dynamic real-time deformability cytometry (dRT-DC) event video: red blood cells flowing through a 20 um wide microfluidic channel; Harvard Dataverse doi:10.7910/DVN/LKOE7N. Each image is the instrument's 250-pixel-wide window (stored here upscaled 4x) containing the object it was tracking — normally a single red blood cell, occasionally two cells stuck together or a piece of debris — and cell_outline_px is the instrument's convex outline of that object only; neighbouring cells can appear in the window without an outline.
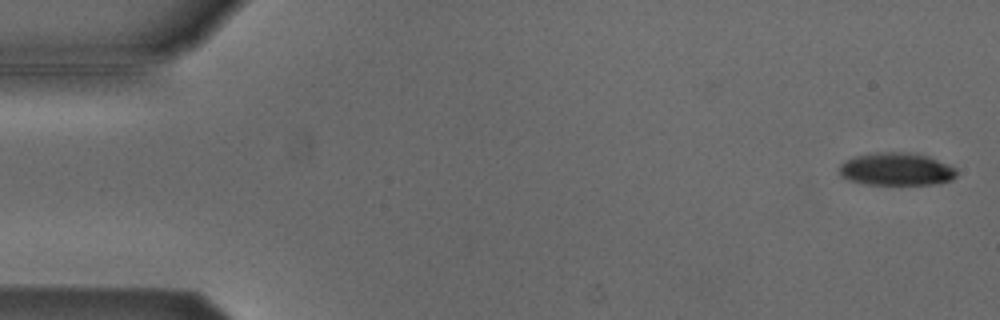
{"species": "Egyptian fruit bat (a non-hibernating species)", "species_latin": "Rousettus aegyptiacus", "temperature_condition": "cold", "stored_images_in_passage": 54, "camera_frame_rate_fps": 3000, "um_per_image_px": 0.085, "animal": {"sex": "male"}, "frame": {"image": 1, "passage_image": 2, "time_ms": 0.333, "image_size_px": [1000, 320], "cell_outline_px": [[956, 176], [952, 180], [936, 184], [864, 184], [848, 180], [840, 176], [840, 164], [844, 160], [856, 156], [876, 152], [908, 152], [928, 156], [948, 164], [956, 168]], "centroid_in_image_um": [76.18, 14.38], "position_along_channel_um": 8.8, "area_um2": 22.48}}
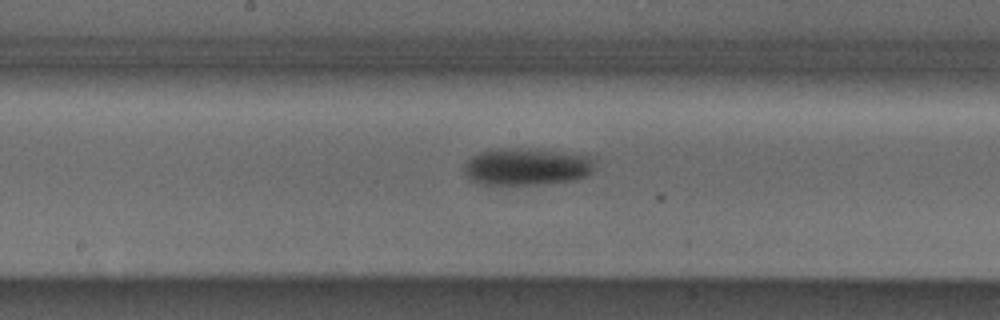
{"frame": {"image": 2, "passage_image": 28, "time_ms": 9.0, "image_size_px": [1000, 320], "cell_outline_px": [[596, 160], [592, 172], [588, 176], [576, 180], [540, 184], [480, 184], [472, 180], [464, 172], [464, 164], [472, 156], [480, 152], [496, 148], [528, 148], [596, 156]], "centroid_in_image_um": [44.83, 14.15], "position_along_channel_um": 203.4, "area_um2": 28.67}}
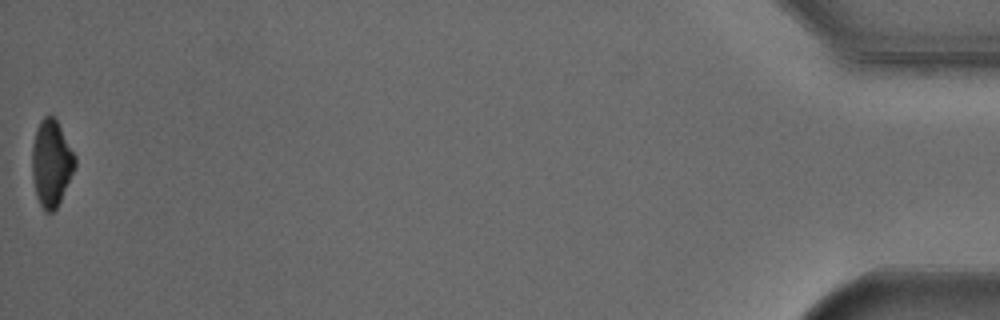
{"frame": {"image": 3, "passage_image": 54, "time_ms": 17.667, "image_size_px": [1000, 320], "cell_outline_px": [[76, 168], [56, 208], [52, 212], [44, 212], [36, 196], [32, 176], [32, 148], [36, 128], [40, 120], [44, 116], [52, 116], [56, 120], [76, 156]], "centroid_in_image_um": [4.36, 13.88], "position_along_channel_um": 430.8, "area_um2": 21.62}, "authors_computed_cell_mechanics": {"area_um2": 25.6632, "velocity_mm_per_s": 3.8135, "shape_relaxation_time_tau1_ms": 3.0901, "shape_relaxation_time_tau2_ms": null, "deformation_change_tau1": 0.1231, "deformation_change_tau2": null}}